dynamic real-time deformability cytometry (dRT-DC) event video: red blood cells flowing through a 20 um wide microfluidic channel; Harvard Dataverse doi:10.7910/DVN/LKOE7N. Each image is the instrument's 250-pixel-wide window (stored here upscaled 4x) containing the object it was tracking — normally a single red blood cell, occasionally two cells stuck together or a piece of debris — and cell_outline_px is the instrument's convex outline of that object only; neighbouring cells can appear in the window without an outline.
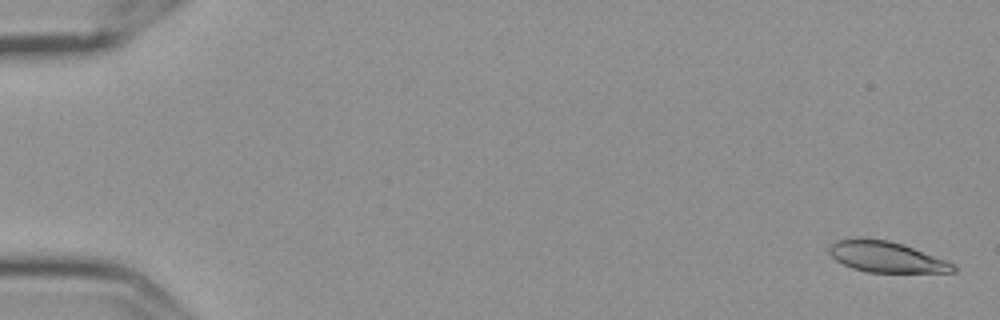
{"species": "Egyptian fruit bat (a non-hibernating species)", "species_latin": "Rousettus aegyptiacus", "temperature_condition": "cold", "stored_images_in_passage": 57, "camera_frame_rate_fps": 3000, "um_per_image_px": 0.085, "frame": {"image": 1, "passage_image": 1, "time_ms": 0.0, "image_size_px": [1000, 320], "cell_outline_px": [[956, 272], [868, 272], [852, 268], [836, 260], [828, 252], [828, 248], [836, 240], [856, 236], [864, 236], [888, 240], [904, 244], [948, 260], [956, 264]], "centroid_in_image_um": [75.34, 21.8], "position_along_channel_um": 9.7, "area_um2": 22.83}}
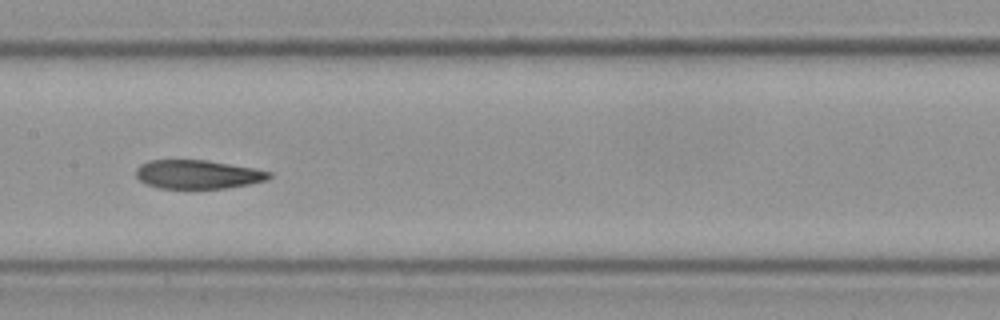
{"frame": {"image": 2, "passage_image": 29, "time_ms": 9.333, "image_size_px": [1000, 320], "cell_outline_px": [[272, 176], [268, 180], [248, 184], [224, 188], [156, 188], [144, 184], [136, 176], [136, 168], [140, 164], [148, 160], [208, 160], [252, 168], [272, 172]], "centroid_in_image_um": [16.78, 14.82], "position_along_channel_um": 190.6, "area_um2": 22.37}}
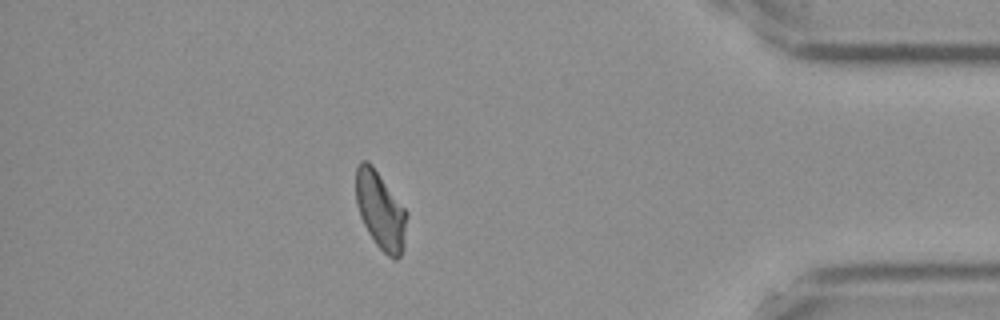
{"frame": {"image": 3, "passage_image": 50, "time_ms": 16.333, "image_size_px": [1000, 320], "cell_outline_px": [[408, 216], [400, 256], [396, 260], [392, 260], [376, 244], [368, 232], [360, 216], [356, 204], [356, 164], [360, 160], [368, 160], [372, 164], [408, 212]], "centroid_in_image_um": [32.32, 17.85], "position_along_channel_um": 402.9, "area_um2": 23.0}, "authors_computed_cell_mechanics": {"area_um2": 23.2356, "velocity_mm_per_s": 3.5654, "shape_relaxation_time_tau1_ms": null, "shape_relaxation_time_tau2_ms": 3.3152, "deformation_change_tau1": null, "deformation_change_tau2": 0.0825}}